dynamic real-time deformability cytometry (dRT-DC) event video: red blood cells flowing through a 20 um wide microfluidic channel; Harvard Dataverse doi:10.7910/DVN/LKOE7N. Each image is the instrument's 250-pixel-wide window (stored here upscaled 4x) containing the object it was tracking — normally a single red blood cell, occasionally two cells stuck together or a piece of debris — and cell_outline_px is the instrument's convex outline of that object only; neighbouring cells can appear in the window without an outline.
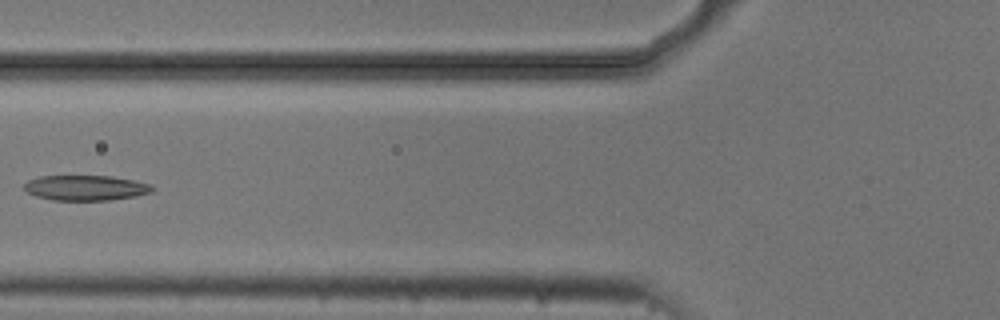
{"species": "common noctule bat (a hibernating species)", "species_latin": "Nyctalus noctula", "temperature_condition": "cold", "stored_images_in_passage": 6, "camera_frame_rate_fps": 3000, "um_per_image_px": 0.085, "animal": {"sex": "male", "body_mass_g": 20.5, "forearm_length_mm": 52.5}, "frame": {"image": 1, "passage_image": 6, "time_ms": 1.667, "image_size_px": [1000, 320], "cell_outline_px": [[156, 188], [152, 192], [136, 196], [108, 200], [52, 200], [36, 196], [28, 192], [24, 188], [24, 184], [28, 180], [40, 176], [112, 176], [152, 184]], "centroid_in_image_um": [7.31, 15.96], "position_along_channel_um": 118.5, "area_um2": 18.84}}